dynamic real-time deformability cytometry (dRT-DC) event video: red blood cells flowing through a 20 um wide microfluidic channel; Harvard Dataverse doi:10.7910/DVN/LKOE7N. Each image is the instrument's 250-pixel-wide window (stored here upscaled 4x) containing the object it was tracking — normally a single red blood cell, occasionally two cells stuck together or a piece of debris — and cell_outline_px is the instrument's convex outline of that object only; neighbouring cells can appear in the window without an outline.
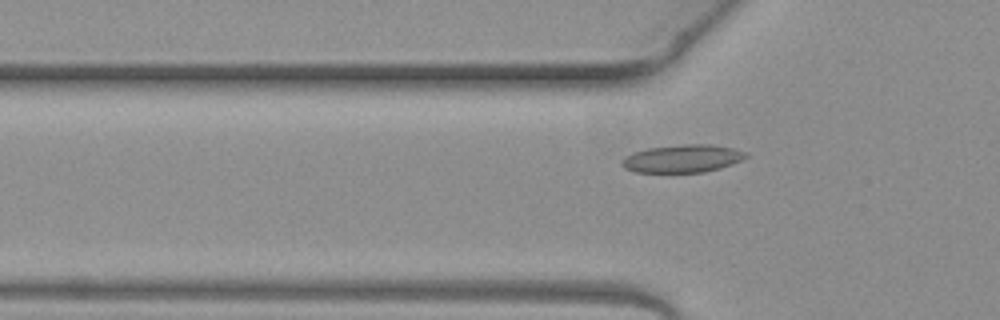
{"species": "common noctule bat (a hibernating species)", "species_latin": "Nyctalus noctula", "temperature_condition": "warm", "stored_images_in_passage": 4, "camera_frame_rate_fps": 3000, "um_per_image_px": 0.085, "animal": {"sex": "female", "body_mass_g": 19.3, "forearm_length_mm": 54.1}, "frame": {"image": 1, "passage_image": 4, "time_ms": 1.0, "image_size_px": [1000, 320], "cell_outline_px": [[748, 156], [732, 164], [720, 168], [704, 172], [636, 172], [624, 168], [620, 164], [620, 160], [624, 156], [632, 152], [648, 148], [684, 144], [712, 144], [732, 148], [748, 152]], "centroid_in_image_um": [57.98, 13.47], "position_along_channel_um": 67.8, "area_um2": 20.23}}